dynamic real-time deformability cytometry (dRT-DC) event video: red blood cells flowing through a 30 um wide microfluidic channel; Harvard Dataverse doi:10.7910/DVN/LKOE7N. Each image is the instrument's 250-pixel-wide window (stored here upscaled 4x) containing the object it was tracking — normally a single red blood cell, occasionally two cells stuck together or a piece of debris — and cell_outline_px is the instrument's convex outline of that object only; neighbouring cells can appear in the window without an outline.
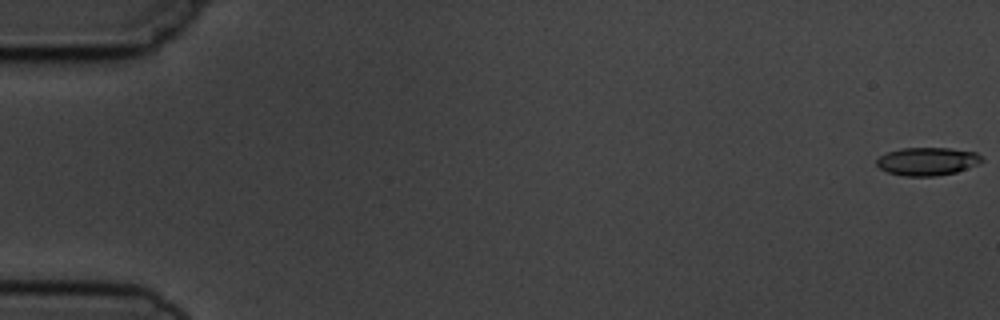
{"species": "common noctule bat (a hibernating species)", "species_latin": "Nyctalus noctula", "temperature_condition": "cold", "stored_images_in_passage": 9, "camera_frame_rate_fps": 3000, "um_per_image_px": 0.085, "animal": {"sex": "male", "body_mass_g": 19.5, "forearm_length_mm": 54.6}, "frame": {"image": 1, "passage_image": 1, "time_ms": 0.0, "image_size_px": [1000, 320], "cell_outline_px": [[984, 160], [976, 164], [956, 172], [936, 176], [904, 176], [888, 172], [880, 168], [876, 164], [876, 160], [880, 156], [888, 152], [904, 148], [948, 148], [976, 152]], "centroid_in_image_um": [78.81, 13.72], "position_along_channel_um": 6.2, "area_um2": 16.99}}
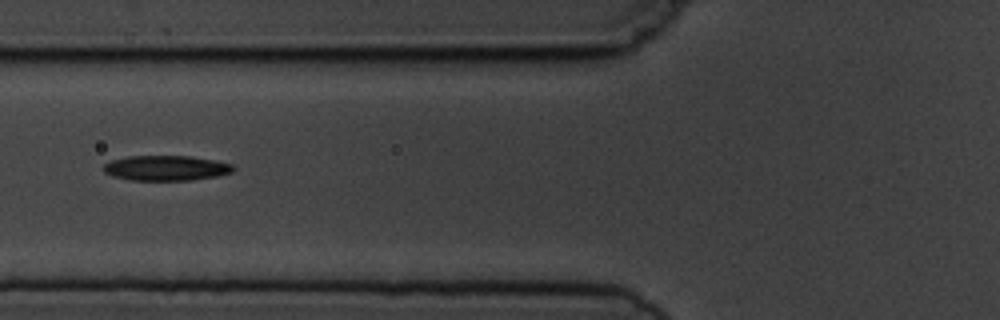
{"frame": {"image": 2, "passage_image": 7, "time_ms": 7.0, "image_size_px": [1000, 320], "cell_outline_px": [[236, 168], [232, 172], [216, 176], [192, 180], [128, 180], [112, 176], [104, 172], [104, 164], [112, 160], [128, 156], [192, 156], [216, 160], [232, 164]], "centroid_in_image_um": [14.13, 14.28], "position_along_channel_um": 111.7, "area_um2": 19.07}}
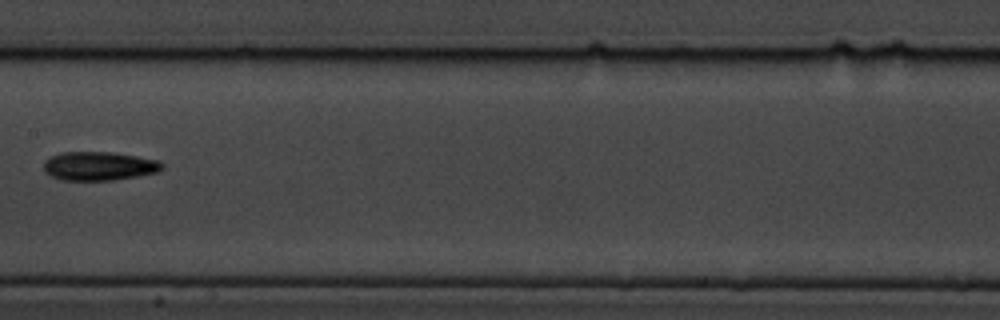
{"frame": {"image": 3, "passage_image": 9, "time_ms": 9.333, "image_size_px": [1000, 320], "cell_outline_px": [[164, 168], [156, 172], [136, 176], [112, 180], [64, 180], [52, 176], [44, 172], [44, 160], [48, 156], [60, 152], [112, 152], [136, 156], [156, 160], [164, 164]], "centroid_in_image_um": [8.37, 14.1], "position_along_channel_um": 199.0, "area_um2": 19.83}}